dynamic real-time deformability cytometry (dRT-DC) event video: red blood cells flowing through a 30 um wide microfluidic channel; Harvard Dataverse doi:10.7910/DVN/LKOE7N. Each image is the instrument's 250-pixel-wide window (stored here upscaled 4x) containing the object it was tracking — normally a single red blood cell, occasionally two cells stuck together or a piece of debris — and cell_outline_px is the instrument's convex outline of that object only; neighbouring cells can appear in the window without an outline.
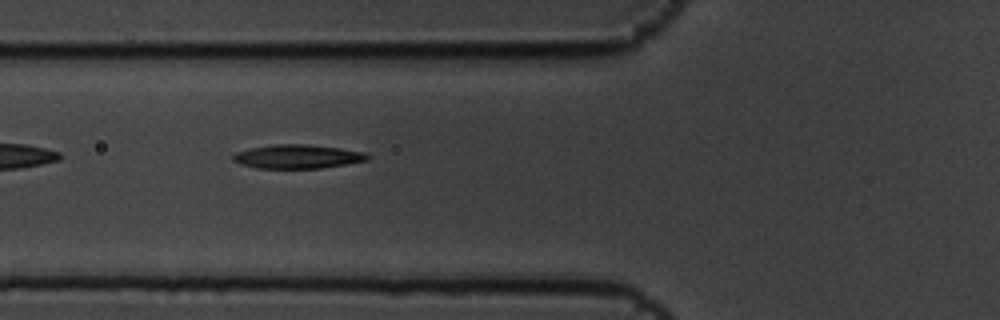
{"species": "common noctule bat (a hibernating species)", "species_latin": "Nyctalus noctula", "temperature_condition": "cold", "stored_images_in_passage": 4, "camera_frame_rate_fps": 3000, "um_per_image_px": 0.085, "animal": {"sex": "male", "body_mass_g": 19.5, "forearm_length_mm": 54.6}, "frame": {"image": 1, "passage_image": 3, "time_ms": 0.667, "image_size_px": [1000, 320], "cell_outline_px": [[372, 156], [368, 160], [320, 168], [256, 168], [240, 164], [232, 160], [232, 156], [236, 152], [252, 148], [272, 144], [308, 144], [340, 148], [364, 152]], "centroid_in_image_um": [25.29, 13.3], "position_along_channel_um": 100.5, "area_um2": 18.67}}